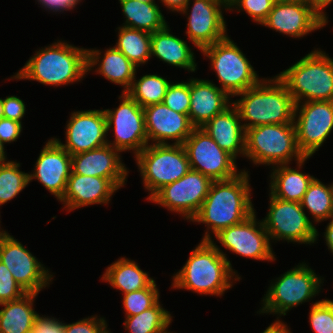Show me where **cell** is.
<instances>
[{
  "label": "cell",
  "instance_id": "obj_1",
  "mask_svg": "<svg viewBox=\"0 0 333 333\" xmlns=\"http://www.w3.org/2000/svg\"><path fill=\"white\" fill-rule=\"evenodd\" d=\"M248 172L243 169L234 178L212 181L200 210L191 220L206 226L202 241H210L211 232L216 235L222 229L243 222L256 211L251 200Z\"/></svg>",
  "mask_w": 333,
  "mask_h": 333
},
{
  "label": "cell",
  "instance_id": "obj_2",
  "mask_svg": "<svg viewBox=\"0 0 333 333\" xmlns=\"http://www.w3.org/2000/svg\"><path fill=\"white\" fill-rule=\"evenodd\" d=\"M216 244L214 239L201 240L181 270L172 276L171 288L220 297L240 281L242 278L232 268L227 254Z\"/></svg>",
  "mask_w": 333,
  "mask_h": 333
},
{
  "label": "cell",
  "instance_id": "obj_3",
  "mask_svg": "<svg viewBox=\"0 0 333 333\" xmlns=\"http://www.w3.org/2000/svg\"><path fill=\"white\" fill-rule=\"evenodd\" d=\"M87 68L86 48L57 40L38 49L9 79L37 81L55 88L80 82L88 74Z\"/></svg>",
  "mask_w": 333,
  "mask_h": 333
},
{
  "label": "cell",
  "instance_id": "obj_4",
  "mask_svg": "<svg viewBox=\"0 0 333 333\" xmlns=\"http://www.w3.org/2000/svg\"><path fill=\"white\" fill-rule=\"evenodd\" d=\"M236 96L240 99L232 104L245 130L259 125L294 123L296 103L277 75L271 79L262 78Z\"/></svg>",
  "mask_w": 333,
  "mask_h": 333
},
{
  "label": "cell",
  "instance_id": "obj_5",
  "mask_svg": "<svg viewBox=\"0 0 333 333\" xmlns=\"http://www.w3.org/2000/svg\"><path fill=\"white\" fill-rule=\"evenodd\" d=\"M277 76L295 103L333 101V58L320 48H314Z\"/></svg>",
  "mask_w": 333,
  "mask_h": 333
},
{
  "label": "cell",
  "instance_id": "obj_6",
  "mask_svg": "<svg viewBox=\"0 0 333 333\" xmlns=\"http://www.w3.org/2000/svg\"><path fill=\"white\" fill-rule=\"evenodd\" d=\"M304 262L299 263L271 282L257 314L285 316L293 307L310 302L321 292L324 277ZM322 284V285H321Z\"/></svg>",
  "mask_w": 333,
  "mask_h": 333
},
{
  "label": "cell",
  "instance_id": "obj_7",
  "mask_svg": "<svg viewBox=\"0 0 333 333\" xmlns=\"http://www.w3.org/2000/svg\"><path fill=\"white\" fill-rule=\"evenodd\" d=\"M245 157L253 165L276 166L301 161L294 123L266 124L246 129Z\"/></svg>",
  "mask_w": 333,
  "mask_h": 333
},
{
  "label": "cell",
  "instance_id": "obj_8",
  "mask_svg": "<svg viewBox=\"0 0 333 333\" xmlns=\"http://www.w3.org/2000/svg\"><path fill=\"white\" fill-rule=\"evenodd\" d=\"M149 200L163 186L183 177L191 168L185 147L180 144H148L135 156Z\"/></svg>",
  "mask_w": 333,
  "mask_h": 333
},
{
  "label": "cell",
  "instance_id": "obj_9",
  "mask_svg": "<svg viewBox=\"0 0 333 333\" xmlns=\"http://www.w3.org/2000/svg\"><path fill=\"white\" fill-rule=\"evenodd\" d=\"M211 62L220 89L231 98L255 86L259 77L248 58L229 36L200 50Z\"/></svg>",
  "mask_w": 333,
  "mask_h": 333
},
{
  "label": "cell",
  "instance_id": "obj_10",
  "mask_svg": "<svg viewBox=\"0 0 333 333\" xmlns=\"http://www.w3.org/2000/svg\"><path fill=\"white\" fill-rule=\"evenodd\" d=\"M269 200V211L262 222L270 240H273L271 242L317 243L319 232L300 202L281 200L270 192Z\"/></svg>",
  "mask_w": 333,
  "mask_h": 333
},
{
  "label": "cell",
  "instance_id": "obj_11",
  "mask_svg": "<svg viewBox=\"0 0 333 333\" xmlns=\"http://www.w3.org/2000/svg\"><path fill=\"white\" fill-rule=\"evenodd\" d=\"M118 99L121 102L117 108L103 109L107 134L110 129L114 134V140L107 143L121 153L132 150L135 157L148 145L144 109L127 93Z\"/></svg>",
  "mask_w": 333,
  "mask_h": 333
},
{
  "label": "cell",
  "instance_id": "obj_12",
  "mask_svg": "<svg viewBox=\"0 0 333 333\" xmlns=\"http://www.w3.org/2000/svg\"><path fill=\"white\" fill-rule=\"evenodd\" d=\"M183 146L191 170L202 173L212 181L228 180L242 172L237 169L236 159L221 149L202 128H193Z\"/></svg>",
  "mask_w": 333,
  "mask_h": 333
},
{
  "label": "cell",
  "instance_id": "obj_13",
  "mask_svg": "<svg viewBox=\"0 0 333 333\" xmlns=\"http://www.w3.org/2000/svg\"><path fill=\"white\" fill-rule=\"evenodd\" d=\"M211 183L209 177L190 169L180 179L159 189L148 201L191 222L208 195Z\"/></svg>",
  "mask_w": 333,
  "mask_h": 333
},
{
  "label": "cell",
  "instance_id": "obj_14",
  "mask_svg": "<svg viewBox=\"0 0 333 333\" xmlns=\"http://www.w3.org/2000/svg\"><path fill=\"white\" fill-rule=\"evenodd\" d=\"M0 261L27 293L39 294L54 280L49 269L8 232L0 238Z\"/></svg>",
  "mask_w": 333,
  "mask_h": 333
},
{
  "label": "cell",
  "instance_id": "obj_15",
  "mask_svg": "<svg viewBox=\"0 0 333 333\" xmlns=\"http://www.w3.org/2000/svg\"><path fill=\"white\" fill-rule=\"evenodd\" d=\"M294 125L299 150L312 157L333 131V101L296 103Z\"/></svg>",
  "mask_w": 333,
  "mask_h": 333
},
{
  "label": "cell",
  "instance_id": "obj_16",
  "mask_svg": "<svg viewBox=\"0 0 333 333\" xmlns=\"http://www.w3.org/2000/svg\"><path fill=\"white\" fill-rule=\"evenodd\" d=\"M255 213L239 224L220 230L214 237L226 250L236 255L273 262L276 255L270 237Z\"/></svg>",
  "mask_w": 333,
  "mask_h": 333
},
{
  "label": "cell",
  "instance_id": "obj_17",
  "mask_svg": "<svg viewBox=\"0 0 333 333\" xmlns=\"http://www.w3.org/2000/svg\"><path fill=\"white\" fill-rule=\"evenodd\" d=\"M192 2V7L189 0L180 13L185 14L184 16L188 15L185 33L194 47L201 50L228 36L223 15L224 9L228 11L227 3L223 0H193Z\"/></svg>",
  "mask_w": 333,
  "mask_h": 333
},
{
  "label": "cell",
  "instance_id": "obj_18",
  "mask_svg": "<svg viewBox=\"0 0 333 333\" xmlns=\"http://www.w3.org/2000/svg\"><path fill=\"white\" fill-rule=\"evenodd\" d=\"M65 144L54 138L70 155L107 145L106 117L103 109L72 112L65 126Z\"/></svg>",
  "mask_w": 333,
  "mask_h": 333
},
{
  "label": "cell",
  "instance_id": "obj_19",
  "mask_svg": "<svg viewBox=\"0 0 333 333\" xmlns=\"http://www.w3.org/2000/svg\"><path fill=\"white\" fill-rule=\"evenodd\" d=\"M327 24L306 1H299L275 2L261 25L293 39H300L313 31L323 29Z\"/></svg>",
  "mask_w": 333,
  "mask_h": 333
},
{
  "label": "cell",
  "instance_id": "obj_20",
  "mask_svg": "<svg viewBox=\"0 0 333 333\" xmlns=\"http://www.w3.org/2000/svg\"><path fill=\"white\" fill-rule=\"evenodd\" d=\"M34 166V170L28 172L29 183L33 179L38 180L59 201L72 172L71 155L51 137L41 149Z\"/></svg>",
  "mask_w": 333,
  "mask_h": 333
},
{
  "label": "cell",
  "instance_id": "obj_21",
  "mask_svg": "<svg viewBox=\"0 0 333 333\" xmlns=\"http://www.w3.org/2000/svg\"><path fill=\"white\" fill-rule=\"evenodd\" d=\"M120 154V151L107 144L71 155L72 173L107 178L120 189L126 184L129 173Z\"/></svg>",
  "mask_w": 333,
  "mask_h": 333
},
{
  "label": "cell",
  "instance_id": "obj_22",
  "mask_svg": "<svg viewBox=\"0 0 333 333\" xmlns=\"http://www.w3.org/2000/svg\"><path fill=\"white\" fill-rule=\"evenodd\" d=\"M144 109L145 128L148 144L183 145L193 130L188 115L180 114L167 107L164 103L146 106Z\"/></svg>",
  "mask_w": 333,
  "mask_h": 333
},
{
  "label": "cell",
  "instance_id": "obj_23",
  "mask_svg": "<svg viewBox=\"0 0 333 333\" xmlns=\"http://www.w3.org/2000/svg\"><path fill=\"white\" fill-rule=\"evenodd\" d=\"M117 190L118 188L107 178L71 172L65 192L59 201L64 205L63 209L69 213L94 204L109 205L112 195Z\"/></svg>",
  "mask_w": 333,
  "mask_h": 333
},
{
  "label": "cell",
  "instance_id": "obj_24",
  "mask_svg": "<svg viewBox=\"0 0 333 333\" xmlns=\"http://www.w3.org/2000/svg\"><path fill=\"white\" fill-rule=\"evenodd\" d=\"M190 108L188 117L194 128L203 127L215 115L232 105L231 97L213 81L189 78Z\"/></svg>",
  "mask_w": 333,
  "mask_h": 333
},
{
  "label": "cell",
  "instance_id": "obj_25",
  "mask_svg": "<svg viewBox=\"0 0 333 333\" xmlns=\"http://www.w3.org/2000/svg\"><path fill=\"white\" fill-rule=\"evenodd\" d=\"M98 49H87L88 72L94 70L96 74L123 87L122 93H126L131 87L137 74V67L114 46L107 48L103 53ZM101 55V56H100ZM97 67V68H96Z\"/></svg>",
  "mask_w": 333,
  "mask_h": 333
},
{
  "label": "cell",
  "instance_id": "obj_26",
  "mask_svg": "<svg viewBox=\"0 0 333 333\" xmlns=\"http://www.w3.org/2000/svg\"><path fill=\"white\" fill-rule=\"evenodd\" d=\"M201 128L221 149L228 152L235 159L238 155L245 157L246 130L233 104L224 112L215 115Z\"/></svg>",
  "mask_w": 333,
  "mask_h": 333
},
{
  "label": "cell",
  "instance_id": "obj_27",
  "mask_svg": "<svg viewBox=\"0 0 333 333\" xmlns=\"http://www.w3.org/2000/svg\"><path fill=\"white\" fill-rule=\"evenodd\" d=\"M167 24L161 30L151 34V58L155 56L160 61L177 68L185 69L189 73L197 70L195 55L187 41L170 32Z\"/></svg>",
  "mask_w": 333,
  "mask_h": 333
},
{
  "label": "cell",
  "instance_id": "obj_28",
  "mask_svg": "<svg viewBox=\"0 0 333 333\" xmlns=\"http://www.w3.org/2000/svg\"><path fill=\"white\" fill-rule=\"evenodd\" d=\"M309 158L305 157L296 162V169L290 167V164L271 167L269 192L281 200L301 202L309 184L315 178L300 171Z\"/></svg>",
  "mask_w": 333,
  "mask_h": 333
},
{
  "label": "cell",
  "instance_id": "obj_29",
  "mask_svg": "<svg viewBox=\"0 0 333 333\" xmlns=\"http://www.w3.org/2000/svg\"><path fill=\"white\" fill-rule=\"evenodd\" d=\"M103 273L101 280L121 291L122 295L147 288L155 280L137 262L125 257L118 258Z\"/></svg>",
  "mask_w": 333,
  "mask_h": 333
},
{
  "label": "cell",
  "instance_id": "obj_30",
  "mask_svg": "<svg viewBox=\"0 0 333 333\" xmlns=\"http://www.w3.org/2000/svg\"><path fill=\"white\" fill-rule=\"evenodd\" d=\"M37 293H26L21 298L1 303L0 333H29L37 316L34 309Z\"/></svg>",
  "mask_w": 333,
  "mask_h": 333
},
{
  "label": "cell",
  "instance_id": "obj_31",
  "mask_svg": "<svg viewBox=\"0 0 333 333\" xmlns=\"http://www.w3.org/2000/svg\"><path fill=\"white\" fill-rule=\"evenodd\" d=\"M118 1L125 16L122 26L152 34L167 25L158 3H144L137 0Z\"/></svg>",
  "mask_w": 333,
  "mask_h": 333
},
{
  "label": "cell",
  "instance_id": "obj_32",
  "mask_svg": "<svg viewBox=\"0 0 333 333\" xmlns=\"http://www.w3.org/2000/svg\"><path fill=\"white\" fill-rule=\"evenodd\" d=\"M114 47L122 52L137 68L151 59V34L145 31L120 26Z\"/></svg>",
  "mask_w": 333,
  "mask_h": 333
},
{
  "label": "cell",
  "instance_id": "obj_33",
  "mask_svg": "<svg viewBox=\"0 0 333 333\" xmlns=\"http://www.w3.org/2000/svg\"><path fill=\"white\" fill-rule=\"evenodd\" d=\"M300 203L304 210L310 212L314 224L329 221L333 212V182L325 185L314 178Z\"/></svg>",
  "mask_w": 333,
  "mask_h": 333
},
{
  "label": "cell",
  "instance_id": "obj_34",
  "mask_svg": "<svg viewBox=\"0 0 333 333\" xmlns=\"http://www.w3.org/2000/svg\"><path fill=\"white\" fill-rule=\"evenodd\" d=\"M158 301L153 307L134 316H125L124 328L128 333H167L173 321L170 311Z\"/></svg>",
  "mask_w": 333,
  "mask_h": 333
},
{
  "label": "cell",
  "instance_id": "obj_35",
  "mask_svg": "<svg viewBox=\"0 0 333 333\" xmlns=\"http://www.w3.org/2000/svg\"><path fill=\"white\" fill-rule=\"evenodd\" d=\"M169 81L158 74H146L138 80L135 76L131 87L126 93L142 108L152 104L163 103L167 88L171 83Z\"/></svg>",
  "mask_w": 333,
  "mask_h": 333
},
{
  "label": "cell",
  "instance_id": "obj_36",
  "mask_svg": "<svg viewBox=\"0 0 333 333\" xmlns=\"http://www.w3.org/2000/svg\"><path fill=\"white\" fill-rule=\"evenodd\" d=\"M19 162L0 164V206L14 199L29 185L28 173L22 172Z\"/></svg>",
  "mask_w": 333,
  "mask_h": 333
},
{
  "label": "cell",
  "instance_id": "obj_37",
  "mask_svg": "<svg viewBox=\"0 0 333 333\" xmlns=\"http://www.w3.org/2000/svg\"><path fill=\"white\" fill-rule=\"evenodd\" d=\"M160 299L154 280L147 288L123 294L122 305L125 316H134L153 307Z\"/></svg>",
  "mask_w": 333,
  "mask_h": 333
},
{
  "label": "cell",
  "instance_id": "obj_38",
  "mask_svg": "<svg viewBox=\"0 0 333 333\" xmlns=\"http://www.w3.org/2000/svg\"><path fill=\"white\" fill-rule=\"evenodd\" d=\"M309 323L315 333H333V300L322 299L312 302Z\"/></svg>",
  "mask_w": 333,
  "mask_h": 333
},
{
  "label": "cell",
  "instance_id": "obj_39",
  "mask_svg": "<svg viewBox=\"0 0 333 333\" xmlns=\"http://www.w3.org/2000/svg\"><path fill=\"white\" fill-rule=\"evenodd\" d=\"M163 103L177 113L188 115L190 108L189 80L186 82H171L167 88Z\"/></svg>",
  "mask_w": 333,
  "mask_h": 333
},
{
  "label": "cell",
  "instance_id": "obj_40",
  "mask_svg": "<svg viewBox=\"0 0 333 333\" xmlns=\"http://www.w3.org/2000/svg\"><path fill=\"white\" fill-rule=\"evenodd\" d=\"M274 3V0H232L228 4V10L230 12L237 10L238 13L244 11L252 21L261 25L272 10Z\"/></svg>",
  "mask_w": 333,
  "mask_h": 333
},
{
  "label": "cell",
  "instance_id": "obj_41",
  "mask_svg": "<svg viewBox=\"0 0 333 333\" xmlns=\"http://www.w3.org/2000/svg\"><path fill=\"white\" fill-rule=\"evenodd\" d=\"M26 293L15 281L10 270L0 261V304L17 300Z\"/></svg>",
  "mask_w": 333,
  "mask_h": 333
},
{
  "label": "cell",
  "instance_id": "obj_42",
  "mask_svg": "<svg viewBox=\"0 0 333 333\" xmlns=\"http://www.w3.org/2000/svg\"><path fill=\"white\" fill-rule=\"evenodd\" d=\"M64 333H110V330L104 317L92 315L71 324L64 323Z\"/></svg>",
  "mask_w": 333,
  "mask_h": 333
},
{
  "label": "cell",
  "instance_id": "obj_43",
  "mask_svg": "<svg viewBox=\"0 0 333 333\" xmlns=\"http://www.w3.org/2000/svg\"><path fill=\"white\" fill-rule=\"evenodd\" d=\"M4 118L22 123L26 112L25 102L17 96H7L3 99Z\"/></svg>",
  "mask_w": 333,
  "mask_h": 333
},
{
  "label": "cell",
  "instance_id": "obj_44",
  "mask_svg": "<svg viewBox=\"0 0 333 333\" xmlns=\"http://www.w3.org/2000/svg\"><path fill=\"white\" fill-rule=\"evenodd\" d=\"M22 125V123L11 119H0V142L4 146L6 143L16 142L23 130Z\"/></svg>",
  "mask_w": 333,
  "mask_h": 333
},
{
  "label": "cell",
  "instance_id": "obj_45",
  "mask_svg": "<svg viewBox=\"0 0 333 333\" xmlns=\"http://www.w3.org/2000/svg\"><path fill=\"white\" fill-rule=\"evenodd\" d=\"M29 333H64V323L57 318L37 316L34 327Z\"/></svg>",
  "mask_w": 333,
  "mask_h": 333
},
{
  "label": "cell",
  "instance_id": "obj_46",
  "mask_svg": "<svg viewBox=\"0 0 333 333\" xmlns=\"http://www.w3.org/2000/svg\"><path fill=\"white\" fill-rule=\"evenodd\" d=\"M41 8L48 10L49 12L64 13V11H71L82 2V0H36Z\"/></svg>",
  "mask_w": 333,
  "mask_h": 333
},
{
  "label": "cell",
  "instance_id": "obj_47",
  "mask_svg": "<svg viewBox=\"0 0 333 333\" xmlns=\"http://www.w3.org/2000/svg\"><path fill=\"white\" fill-rule=\"evenodd\" d=\"M305 1L327 22L329 21L328 16L324 11V9L327 8L333 2V0H305Z\"/></svg>",
  "mask_w": 333,
  "mask_h": 333
},
{
  "label": "cell",
  "instance_id": "obj_48",
  "mask_svg": "<svg viewBox=\"0 0 333 333\" xmlns=\"http://www.w3.org/2000/svg\"><path fill=\"white\" fill-rule=\"evenodd\" d=\"M262 333H292L290 327L288 328L282 319L274 320Z\"/></svg>",
  "mask_w": 333,
  "mask_h": 333
},
{
  "label": "cell",
  "instance_id": "obj_49",
  "mask_svg": "<svg viewBox=\"0 0 333 333\" xmlns=\"http://www.w3.org/2000/svg\"><path fill=\"white\" fill-rule=\"evenodd\" d=\"M160 3L163 4L167 9L170 10V12H180L183 10V8L186 6L189 0H159Z\"/></svg>",
  "mask_w": 333,
  "mask_h": 333
},
{
  "label": "cell",
  "instance_id": "obj_50",
  "mask_svg": "<svg viewBox=\"0 0 333 333\" xmlns=\"http://www.w3.org/2000/svg\"><path fill=\"white\" fill-rule=\"evenodd\" d=\"M325 227L326 228H325L323 237L326 241L325 243H326V246L328 247V250L333 255V220L330 219L329 223Z\"/></svg>",
  "mask_w": 333,
  "mask_h": 333
},
{
  "label": "cell",
  "instance_id": "obj_51",
  "mask_svg": "<svg viewBox=\"0 0 333 333\" xmlns=\"http://www.w3.org/2000/svg\"><path fill=\"white\" fill-rule=\"evenodd\" d=\"M7 161V155L5 151V146L0 142V164L6 163Z\"/></svg>",
  "mask_w": 333,
  "mask_h": 333
},
{
  "label": "cell",
  "instance_id": "obj_52",
  "mask_svg": "<svg viewBox=\"0 0 333 333\" xmlns=\"http://www.w3.org/2000/svg\"><path fill=\"white\" fill-rule=\"evenodd\" d=\"M4 118V112H3V99L0 98V119Z\"/></svg>",
  "mask_w": 333,
  "mask_h": 333
},
{
  "label": "cell",
  "instance_id": "obj_53",
  "mask_svg": "<svg viewBox=\"0 0 333 333\" xmlns=\"http://www.w3.org/2000/svg\"><path fill=\"white\" fill-rule=\"evenodd\" d=\"M299 1H305V0H274V2H299Z\"/></svg>",
  "mask_w": 333,
  "mask_h": 333
},
{
  "label": "cell",
  "instance_id": "obj_54",
  "mask_svg": "<svg viewBox=\"0 0 333 333\" xmlns=\"http://www.w3.org/2000/svg\"><path fill=\"white\" fill-rule=\"evenodd\" d=\"M137 1L144 2V3H156L155 0H137Z\"/></svg>",
  "mask_w": 333,
  "mask_h": 333
},
{
  "label": "cell",
  "instance_id": "obj_55",
  "mask_svg": "<svg viewBox=\"0 0 333 333\" xmlns=\"http://www.w3.org/2000/svg\"><path fill=\"white\" fill-rule=\"evenodd\" d=\"M1 222V221H0ZM7 231L5 230H3L2 228H1V224H0V238L6 233Z\"/></svg>",
  "mask_w": 333,
  "mask_h": 333
},
{
  "label": "cell",
  "instance_id": "obj_56",
  "mask_svg": "<svg viewBox=\"0 0 333 333\" xmlns=\"http://www.w3.org/2000/svg\"><path fill=\"white\" fill-rule=\"evenodd\" d=\"M225 3L229 4L232 0H223Z\"/></svg>",
  "mask_w": 333,
  "mask_h": 333
}]
</instances>
